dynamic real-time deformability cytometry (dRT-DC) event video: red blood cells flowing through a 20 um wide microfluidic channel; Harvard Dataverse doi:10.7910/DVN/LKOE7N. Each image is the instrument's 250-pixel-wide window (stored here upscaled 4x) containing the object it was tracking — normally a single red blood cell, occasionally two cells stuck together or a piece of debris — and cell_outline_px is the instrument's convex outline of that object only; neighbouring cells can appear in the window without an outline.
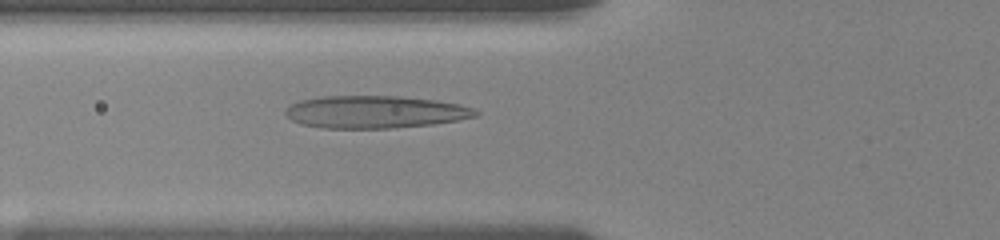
{"species": "human", "species_latin": "Homo sapiens", "temperature_condition": "room temperature", "stored_images_in_passage": 65, "camera_frame_rate_fps": 3000, "um_per_image_px": 0.085, "donor": {"sex": "female"}, "frame": {"image": 1, "passage_image": 27, "time_ms": 6.667, "image_size_px": [1000, 240], "cell_outline_px": [[480, 112], [476, 116], [456, 120], [432, 124], [388, 128], [324, 128], [304, 124], [292, 120], [284, 112], [292, 104], [300, 100], [324, 96], [396, 96], [436, 100], [460, 104], [472, 108]], "centroid_in_image_um": [31.89, 9.51], "position_along_channel_um": 93.9, "area_um2": 35.6}}
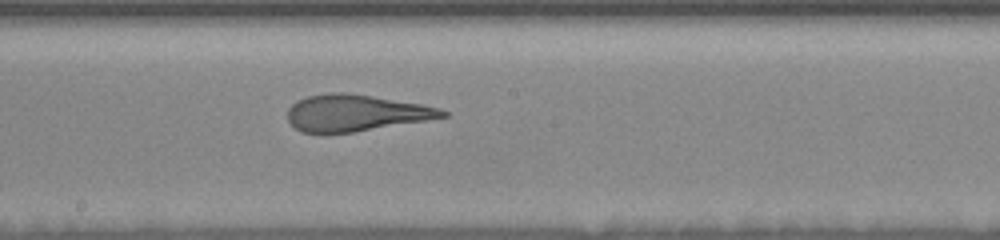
{"frame": {"image": 2, "passage_image": 37, "time_ms": 10.0, "image_size_px": [1000, 240], "cell_outline_px": [[448, 116], [428, 120], [352, 132], [300, 132], [288, 120], [288, 108], [296, 100], [308, 96], [332, 92], [344, 92], [372, 96], [424, 104], [440, 108], [448, 112]], "centroid_in_image_um": [30.25, 9.58], "position_along_channel_um": 217.9, "area_um2": 32.77}}
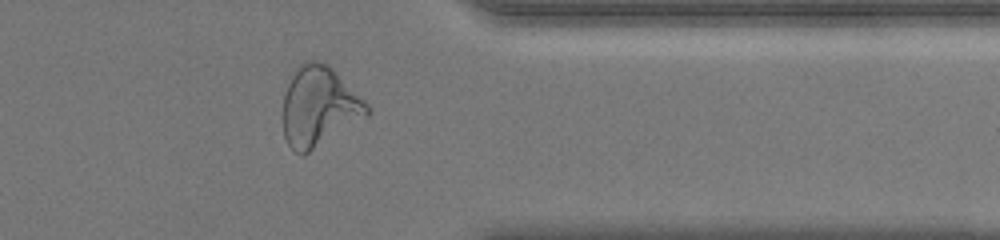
{"frame": {"image": 3, "passage_image": 49, "time_ms": 14.667, "image_size_px": [1000, 240], "cell_outline_px": [[372, 112], [368, 116], [304, 156], [300, 156], [288, 144], [284, 136], [284, 96], [288, 84], [292, 76], [300, 64], [304, 60], [316, 60], [328, 64], [372, 108]], "centroid_in_image_um": [27.14, 9.08], "position_along_channel_um": 384.3, "area_um2": 39.07}, "authors_computed_cell_mechanics": {"area_um2": 36.2984, "velocity_mm_per_s": 3.7101, "shape_relaxation_time_tau1_ms": 10.8972, "shape_relaxation_time_tau2_ms": 1.3421, "deformation_change_tau1": 0.342, "deformation_change_tau2": 0.1123}}